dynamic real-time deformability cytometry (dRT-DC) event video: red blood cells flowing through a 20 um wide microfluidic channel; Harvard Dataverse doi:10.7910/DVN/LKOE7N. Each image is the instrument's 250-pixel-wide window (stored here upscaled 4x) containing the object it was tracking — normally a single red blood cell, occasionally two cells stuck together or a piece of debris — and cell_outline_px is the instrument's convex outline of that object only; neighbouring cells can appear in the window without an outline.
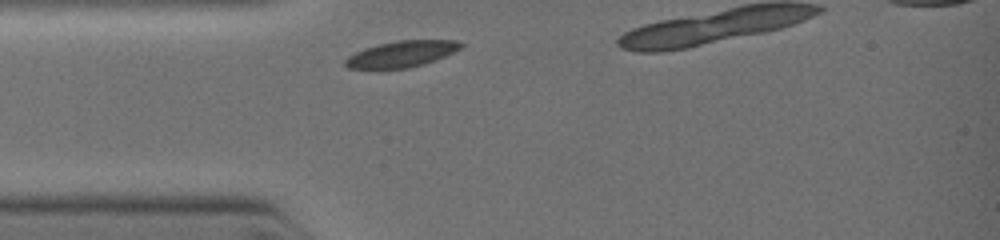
{"species": "common noctule bat (a hibernating species)", "species_latin": "Nyctalus noctula", "temperature_condition": "warm", "stored_images_in_passage": 5, "camera_frame_rate_fps": 3000, "um_per_image_px": 0.085, "animal": {"sex": "female", "body_mass_g": 19.0, "forearm_length_mm": 51.5}, "frame": {"image": 1, "passage_image": 1, "time_ms": 0.0, "image_size_px": [1000, 240], "cell_outline_px": [[464, 44], [460, 48], [444, 56], [420, 64], [404, 68], [348, 68], [344, 64], [344, 60], [348, 56], [364, 48], [380, 44], [400, 40], [460, 40]], "centroid_in_image_um": [34.12, 4.57], "position_along_channel_um": 50.9, "area_um2": 17.17}}
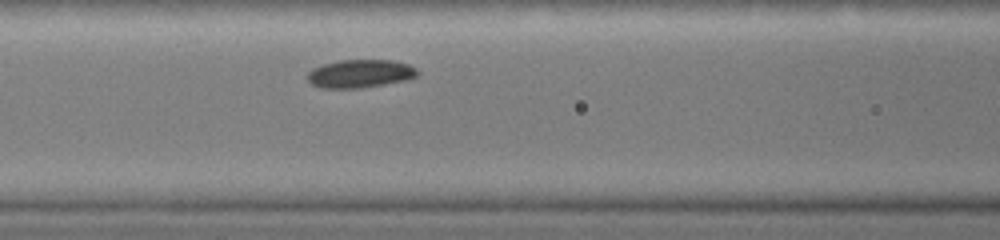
{"frame": {"image": 2, "passage_image": 4, "time_ms": 1.667, "image_size_px": [1000, 240], "cell_outline_px": [[420, 72], [416, 76], [400, 80], [360, 88], [320, 88], [312, 84], [308, 80], [308, 72], [312, 68], [324, 64], [340, 60], [392, 60], [408, 64], [416, 68]], "centroid_in_image_um": [30.57, 6.25], "position_along_channel_um": 136.0, "area_um2": 17.74}}